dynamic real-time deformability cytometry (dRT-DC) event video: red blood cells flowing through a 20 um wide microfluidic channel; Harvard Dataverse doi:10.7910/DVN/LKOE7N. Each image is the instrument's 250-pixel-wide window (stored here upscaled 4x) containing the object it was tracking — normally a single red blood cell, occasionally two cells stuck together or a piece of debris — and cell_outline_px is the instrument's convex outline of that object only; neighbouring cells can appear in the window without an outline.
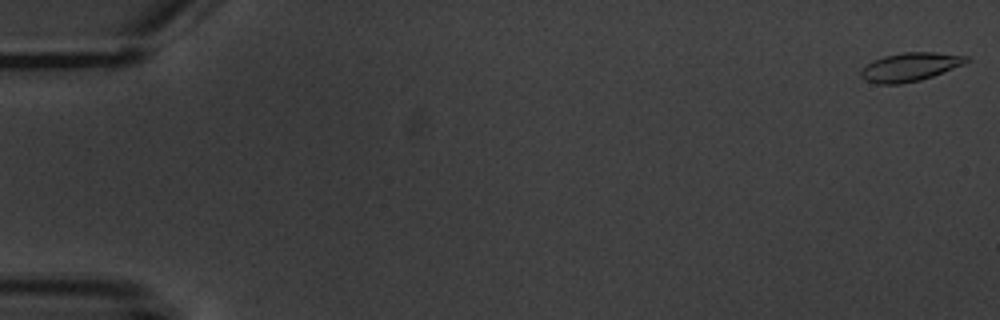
{"species": "common noctule bat (a hibernating species)", "species_latin": "Nyctalus noctula", "temperature_condition": "warm", "stored_images_in_passage": 8, "camera_frame_rate_fps": 3000, "um_per_image_px": 0.085, "animal": {"sex": "male", "body_mass_g": 20.1, "forearm_length_mm": 53.5}, "frame": {"image": 1, "passage_image": 1, "time_ms": 0.0, "image_size_px": [1000, 320], "cell_outline_px": [[972, 60], [964, 64], [932, 76], [920, 80], [900, 84], [876, 84], [864, 80], [860, 76], [860, 68], [872, 60], [884, 56], [904, 52], [936, 52], [968, 56]], "centroid_in_image_um": [77.32, 5.69], "position_along_channel_um": 7.7, "area_um2": 17.74}}
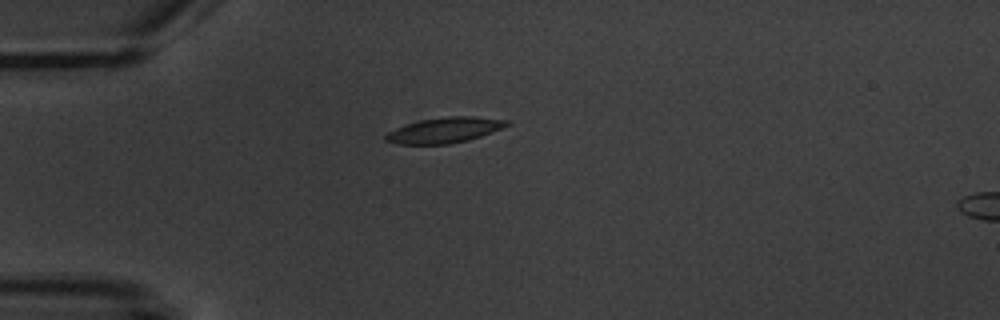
{"frame": {"image": 2, "passage_image": 4, "time_ms": 5.0, "image_size_px": [1000, 320], "cell_outline_px": [[512, 124], [492, 132], [468, 140], [448, 144], [396, 144], [384, 140], [384, 136], [388, 132], [396, 128], [420, 120], [448, 116], [472, 116], [508, 120]], "centroid_in_image_um": [37.8, 11.06], "position_along_channel_um": 47.2, "area_um2": 17.92}}
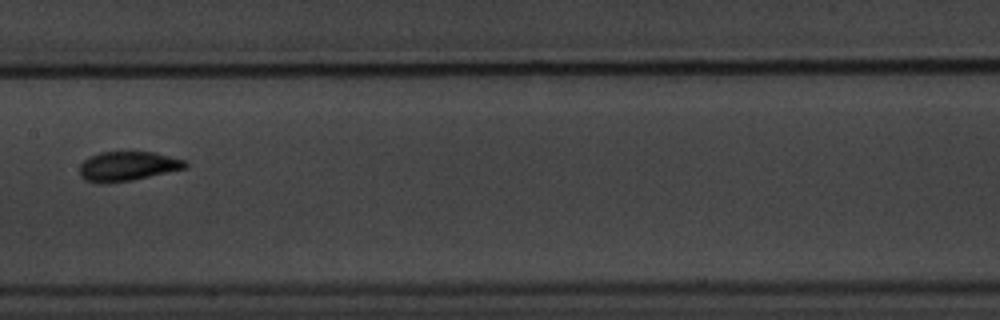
{"frame": {"image": 3, "passage_image": 8, "time_ms": 9.667, "image_size_px": [1000, 320], "cell_outline_px": [[188, 164], [184, 168], [132, 180], [104, 184], [100, 184], [84, 180], [80, 176], [80, 164], [84, 160], [100, 152], [152, 152], [184, 160]], "centroid_in_image_um": [10.78, 14.14], "position_along_channel_um": 196.6, "area_um2": 17.92}}